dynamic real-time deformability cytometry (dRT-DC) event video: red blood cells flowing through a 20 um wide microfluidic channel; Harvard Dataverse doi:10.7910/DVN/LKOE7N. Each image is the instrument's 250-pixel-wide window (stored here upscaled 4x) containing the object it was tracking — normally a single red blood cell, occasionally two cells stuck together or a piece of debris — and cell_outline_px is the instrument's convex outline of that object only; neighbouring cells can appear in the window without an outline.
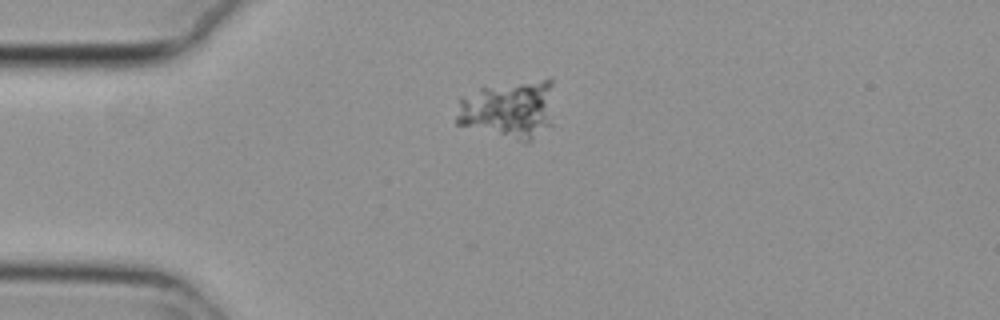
{"species": "common noctule bat (a hibernating species)", "species_latin": "Nyctalus noctula", "temperature_condition": "cold", "stored_images_in_passage": 43, "camera_frame_rate_fps": 3000, "um_per_image_px": 0.085, "animal": {"sex": "female", "body_mass_g": 29.2, "forearm_length_mm": 56.3}, "frame": {"image": 1, "passage_image": 1, "time_ms": 0.0, "image_size_px": [1000, 320], "cell_outline_px": [[552, 124], [528, 144], [524, 144], [456, 124], [456, 116], [460, 96], [480, 88], [548, 76], [552, 80]], "centroid_in_image_um": [43.28, 9.31], "position_along_channel_um": 41.7, "area_um2": 34.33}}
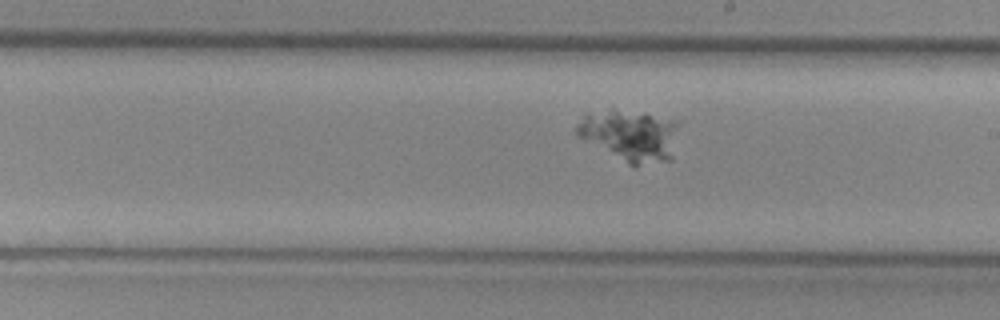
{"frame": {"image": 2, "passage_image": 19, "time_ms": 6.0, "image_size_px": [1000, 320], "cell_outline_px": [[676, 124], [672, 160], [636, 168], [632, 168], [576, 136], [576, 124], [588, 112], [612, 108], [644, 112], [676, 120]], "centroid_in_image_um": [53.5, 11.53], "position_along_channel_um": 235.5, "area_um2": 31.56}}
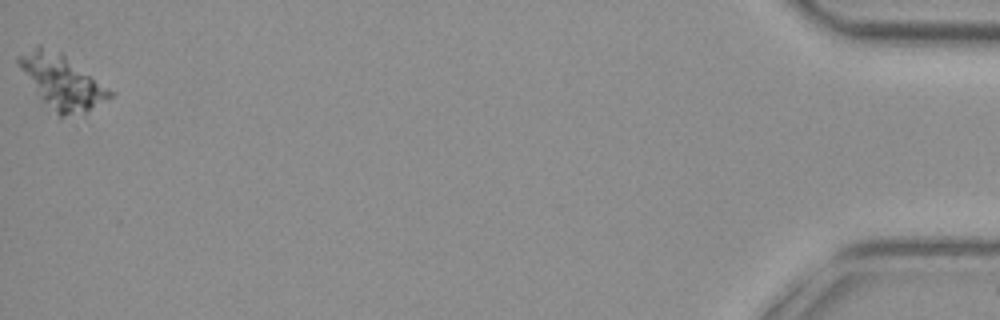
{"frame": {"image": 3, "passage_image": 43, "time_ms": 14.0, "image_size_px": [1000, 320], "cell_outline_px": [[116, 92], [112, 96], [84, 112], [64, 116], [60, 116], [40, 96], [16, 64], [16, 56], [36, 44], [40, 44], [60, 52]], "centroid_in_image_um": [5.24, 6.88], "position_along_channel_um": 430.0, "area_um2": 28.21}}